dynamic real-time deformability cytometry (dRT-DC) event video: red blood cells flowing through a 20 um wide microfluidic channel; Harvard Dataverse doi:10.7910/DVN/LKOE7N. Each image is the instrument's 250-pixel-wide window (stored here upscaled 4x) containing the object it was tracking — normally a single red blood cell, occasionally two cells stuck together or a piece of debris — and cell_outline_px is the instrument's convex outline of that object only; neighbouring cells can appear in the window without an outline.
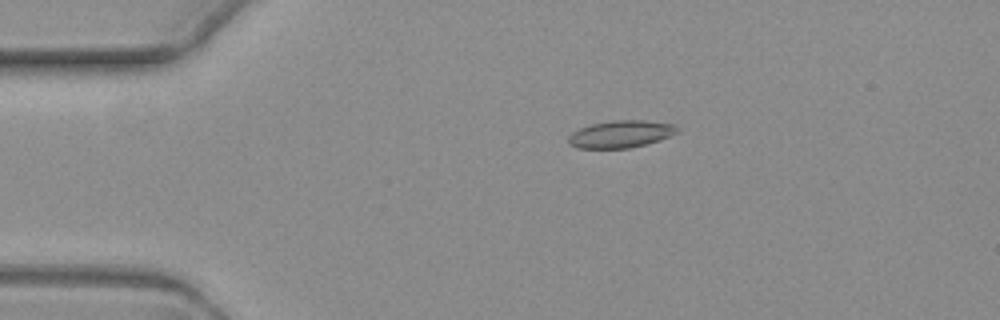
{"species": "common noctule bat (a hibernating species)", "species_latin": "Nyctalus noctula", "temperature_condition": "warm", "stored_images_in_passage": 3, "camera_frame_rate_fps": 3000, "um_per_image_px": 0.085, "animal": {"sex": "female", "body_mass_g": 19.3, "forearm_length_mm": 54.1}, "frame": {"image": 1, "passage_image": 2, "time_ms": 1.0, "image_size_px": [1000, 320], "cell_outline_px": [[680, 132], [660, 140], [628, 148], [576, 148], [568, 144], [568, 136], [572, 132], [580, 128], [592, 124], [612, 120], [644, 120], [676, 124], [680, 128]], "centroid_in_image_um": [52.8, 11.39], "position_along_channel_um": 32.2, "area_um2": 17.46}}